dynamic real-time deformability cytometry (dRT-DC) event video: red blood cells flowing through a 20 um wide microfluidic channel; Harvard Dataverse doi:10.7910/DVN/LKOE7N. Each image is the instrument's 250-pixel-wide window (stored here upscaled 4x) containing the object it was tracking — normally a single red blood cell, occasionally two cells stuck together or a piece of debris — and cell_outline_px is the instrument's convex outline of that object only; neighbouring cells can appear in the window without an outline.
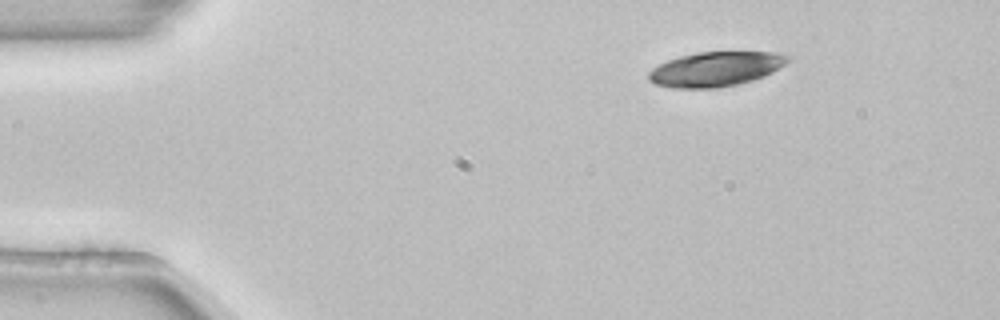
{"species": "common noctule bat (a hibernating species)", "species_latin": "Nyctalus noctula", "temperature_condition": "room temperature", "stored_images_in_passage": 30, "camera_frame_rate_fps": 3000, "um_per_image_px": 0.085, "animal": {"sex": "female", "body_mass_g": 22.7, "forearm_length_mm": 54.2}, "frame": {"image": 1, "passage_image": 1, "time_ms": 0.0, "image_size_px": [1000, 320], "cell_outline_px": [[792, 60], [772, 72], [764, 76], [752, 80], [736, 84], [716, 88], [672, 88], [656, 84], [648, 80], [648, 72], [652, 68], [668, 60], [680, 56], [696, 52], [772, 52], [792, 56]], "centroid_in_image_um": [60.84, 5.86], "position_along_channel_um": 24.2, "area_um2": 28.09}}
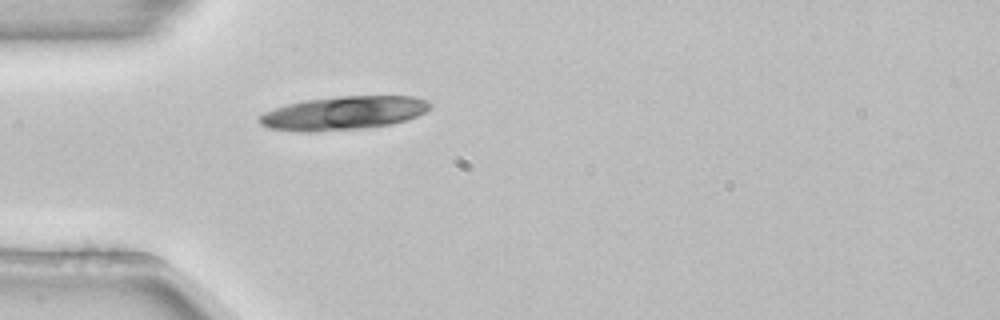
{"frame": {"image": 2, "passage_image": 9, "time_ms": 2.667, "image_size_px": [1000, 320], "cell_outline_px": [[432, 108], [416, 116], [392, 124], [360, 128], [316, 132], [300, 132], [268, 128], [260, 124], [256, 120], [264, 112], [288, 104], [304, 100], [336, 96], [412, 96], [424, 100], [432, 104]], "centroid_in_image_um": [29.16, 9.61], "position_along_channel_um": 55.8, "area_um2": 33.35}}